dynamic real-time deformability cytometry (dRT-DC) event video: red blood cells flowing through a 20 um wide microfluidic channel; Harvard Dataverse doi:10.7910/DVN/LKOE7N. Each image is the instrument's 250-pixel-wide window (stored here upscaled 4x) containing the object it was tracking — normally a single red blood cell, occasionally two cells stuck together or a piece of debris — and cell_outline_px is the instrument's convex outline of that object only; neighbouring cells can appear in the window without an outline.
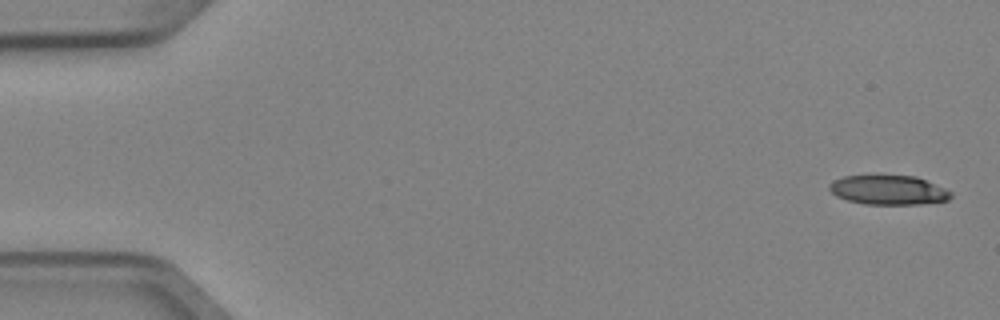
{"species": "Egyptian fruit bat (a non-hibernating species)", "species_latin": "Rousettus aegyptiacus", "temperature_condition": "cold", "stored_images_in_passage": 5, "camera_frame_rate_fps": 3000, "um_per_image_px": 0.085, "animal": {"sex": "female"}, "frame": {"image": 1, "passage_image": 1, "time_ms": 0.0, "image_size_px": [1000, 320], "cell_outline_px": [[952, 196], [948, 200], [920, 204], [864, 204], [848, 200], [836, 196], [828, 188], [828, 184], [832, 180], [844, 176], [880, 172], [916, 176], [944, 188], [952, 192]], "centroid_in_image_um": [75.46, 16.09], "position_along_channel_um": 9.5, "area_um2": 21.73}}
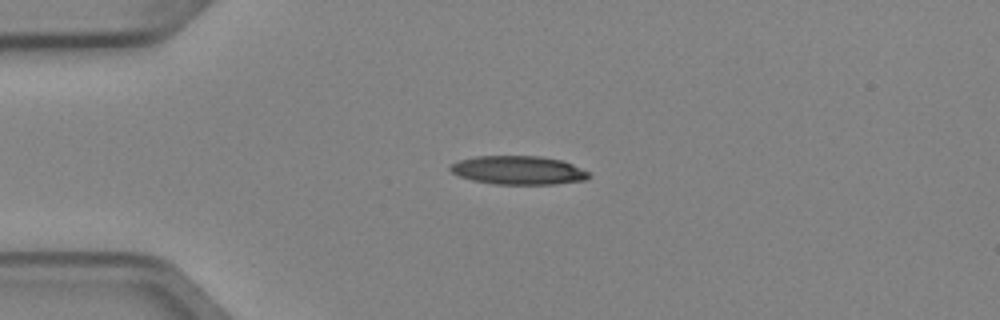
{"frame": {"image": 2, "passage_image": 4, "time_ms": 1.0, "image_size_px": [1000, 320], "cell_outline_px": [[592, 176], [584, 180], [556, 184], [496, 184], [472, 180], [460, 176], [452, 172], [448, 168], [452, 164], [460, 160], [476, 156], [540, 156], [564, 160], [588, 172]], "centroid_in_image_um": [44.08, 14.46], "position_along_channel_um": 40.9, "area_um2": 23.06}}